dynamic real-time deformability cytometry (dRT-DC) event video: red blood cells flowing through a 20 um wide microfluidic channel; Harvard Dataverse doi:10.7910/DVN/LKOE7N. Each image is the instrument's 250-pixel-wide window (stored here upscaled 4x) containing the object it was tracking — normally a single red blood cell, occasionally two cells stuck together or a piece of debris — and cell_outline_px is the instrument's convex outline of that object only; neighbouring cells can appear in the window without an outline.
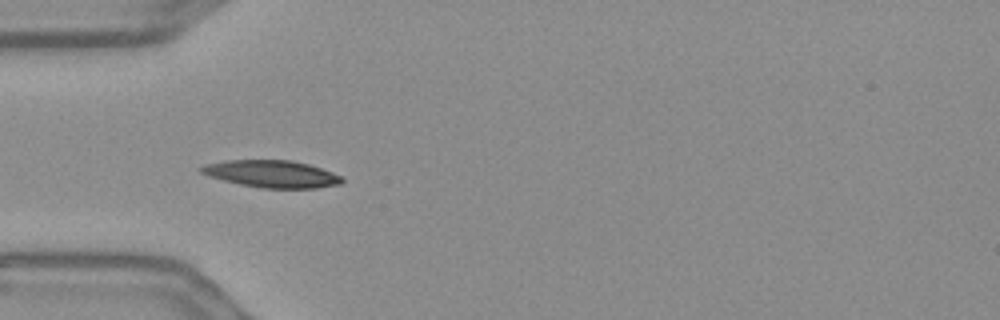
{"species": "Egyptian fruit bat (a non-hibernating species)", "species_latin": "Rousettus aegyptiacus", "temperature_condition": "warm", "stored_images_in_passage": 32, "camera_frame_rate_fps": 3000, "um_per_image_px": 0.085, "frame": {"image": 1, "passage_image": 1, "time_ms": 0.0, "image_size_px": [1000, 320], "cell_outline_px": [[344, 180], [340, 184], [316, 188], [260, 188], [240, 184], [208, 176], [200, 172], [196, 168], [204, 164], [224, 160], [292, 160], [308, 164], [332, 172], [340, 176]], "centroid_in_image_um": [23.04, 14.77], "position_along_channel_um": 62.0, "area_um2": 22.37}}
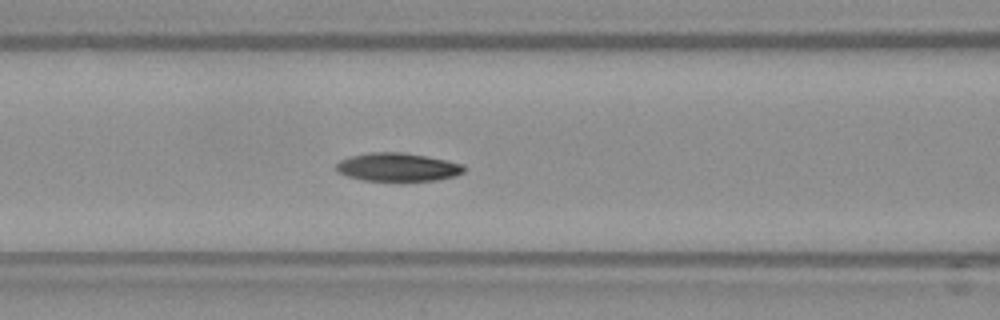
{"frame": {"image": 2, "passage_image": 7, "time_ms": 2.0, "image_size_px": [1000, 320], "cell_outline_px": [[464, 172], [456, 176], [436, 180], [360, 180], [336, 172], [336, 164], [340, 160], [352, 156], [368, 152], [404, 152], [448, 160], [464, 164]], "centroid_in_image_um": [33.81, 14.19], "position_along_channel_um": 132.8, "area_um2": 21.1}}
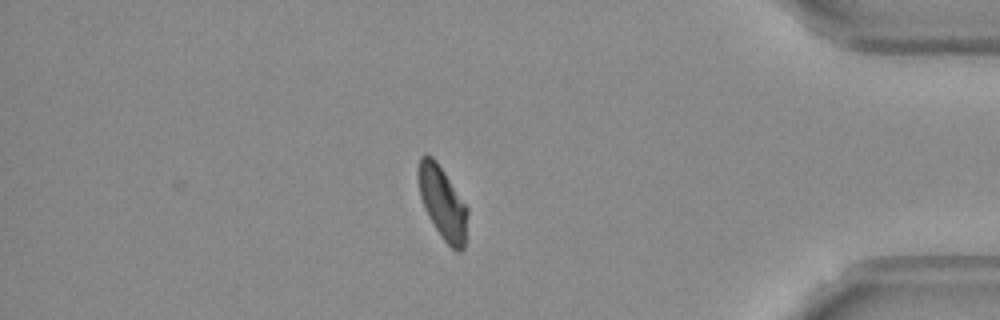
{"frame": {"image": 3, "passage_image": 32, "time_ms": 10.333, "image_size_px": [1000, 320], "cell_outline_px": [[468, 212], [464, 248], [460, 252], [456, 252], [444, 240], [428, 216], [424, 208], [420, 196], [420, 156], [424, 152], [432, 156], [436, 160], [468, 208]], "centroid_in_image_um": [37.64, 17.26], "position_along_channel_um": 397.6, "area_um2": 20.35}, "authors_computed_cell_mechanics": {"area_um2": 21.4438, "velocity_mm_per_s": 3.6029, "shape_relaxation_time_tau1_ms": 3.9039, "shape_relaxation_time_tau2_ms": null, "deformation_change_tau1": 0.156, "deformation_change_tau2": null}}